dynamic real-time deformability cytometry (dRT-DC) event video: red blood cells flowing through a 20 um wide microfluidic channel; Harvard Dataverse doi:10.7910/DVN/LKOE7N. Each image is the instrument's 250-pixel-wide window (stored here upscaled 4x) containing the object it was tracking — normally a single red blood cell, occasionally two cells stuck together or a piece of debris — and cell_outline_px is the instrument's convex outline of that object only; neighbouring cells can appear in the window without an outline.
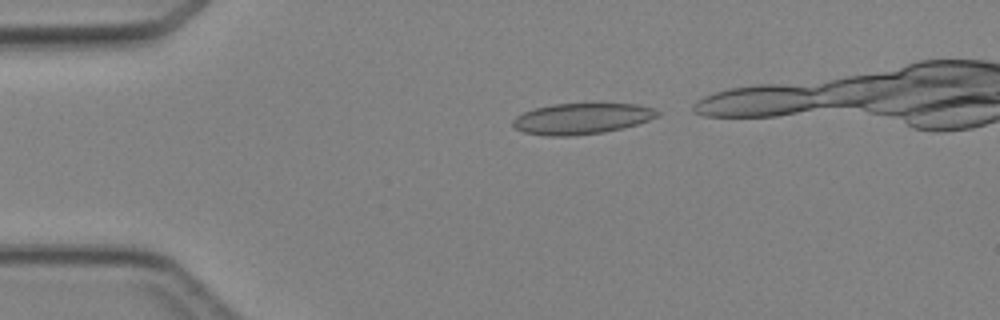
{"species": "Egyptian fruit bat (a non-hibernating species)", "species_latin": "Rousettus aegyptiacus", "temperature_condition": "cold", "stored_images_in_passage": 3, "camera_frame_rate_fps": 3000, "um_per_image_px": 0.085, "animal": {"sex": "female"}, "frame": {"image": 1, "passage_image": 1, "time_ms": 0.0, "image_size_px": [1000, 320], "cell_outline_px": [[660, 116], [624, 128], [604, 132], [572, 136], [544, 136], [524, 132], [516, 128], [512, 124], [512, 120], [516, 116], [524, 112], [536, 108], [552, 104], [636, 104], [656, 108], [660, 112]], "centroid_in_image_um": [49.47, 10.09], "position_along_channel_um": 35.5, "area_um2": 26.13}}